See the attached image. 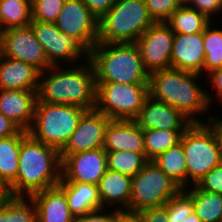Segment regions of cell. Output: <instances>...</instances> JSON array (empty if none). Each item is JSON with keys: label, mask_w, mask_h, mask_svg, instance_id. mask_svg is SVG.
<instances>
[{"label": "cell", "mask_w": 222, "mask_h": 222, "mask_svg": "<svg viewBox=\"0 0 222 222\" xmlns=\"http://www.w3.org/2000/svg\"><path fill=\"white\" fill-rule=\"evenodd\" d=\"M65 67L51 66L40 72L37 100L74 105L87 111L95 109L97 86L91 61L83 60L81 64Z\"/></svg>", "instance_id": "6da1fadb"}, {"label": "cell", "mask_w": 222, "mask_h": 222, "mask_svg": "<svg viewBox=\"0 0 222 222\" xmlns=\"http://www.w3.org/2000/svg\"><path fill=\"white\" fill-rule=\"evenodd\" d=\"M199 78L201 74L173 68L153 71L148 78L149 96L181 111L192 122H204L197 116L211 108Z\"/></svg>", "instance_id": "7a4b0ae2"}, {"label": "cell", "mask_w": 222, "mask_h": 222, "mask_svg": "<svg viewBox=\"0 0 222 222\" xmlns=\"http://www.w3.org/2000/svg\"><path fill=\"white\" fill-rule=\"evenodd\" d=\"M60 151L29 134L21 141L16 181L4 192L11 196L32 194L58 185L61 180Z\"/></svg>", "instance_id": "3957f363"}, {"label": "cell", "mask_w": 222, "mask_h": 222, "mask_svg": "<svg viewBox=\"0 0 222 222\" xmlns=\"http://www.w3.org/2000/svg\"><path fill=\"white\" fill-rule=\"evenodd\" d=\"M96 82L148 83L136 43H99L89 51Z\"/></svg>", "instance_id": "277c9868"}, {"label": "cell", "mask_w": 222, "mask_h": 222, "mask_svg": "<svg viewBox=\"0 0 222 222\" xmlns=\"http://www.w3.org/2000/svg\"><path fill=\"white\" fill-rule=\"evenodd\" d=\"M154 23L145 0H117L98 20V42L135 43Z\"/></svg>", "instance_id": "5b68a950"}, {"label": "cell", "mask_w": 222, "mask_h": 222, "mask_svg": "<svg viewBox=\"0 0 222 222\" xmlns=\"http://www.w3.org/2000/svg\"><path fill=\"white\" fill-rule=\"evenodd\" d=\"M87 110L74 105L36 101L28 134L35 140L61 151Z\"/></svg>", "instance_id": "8992f818"}, {"label": "cell", "mask_w": 222, "mask_h": 222, "mask_svg": "<svg viewBox=\"0 0 222 222\" xmlns=\"http://www.w3.org/2000/svg\"><path fill=\"white\" fill-rule=\"evenodd\" d=\"M180 143L187 166V187L195 185L222 163L215 137L204 122H193L183 133Z\"/></svg>", "instance_id": "52a82bcc"}, {"label": "cell", "mask_w": 222, "mask_h": 222, "mask_svg": "<svg viewBox=\"0 0 222 222\" xmlns=\"http://www.w3.org/2000/svg\"><path fill=\"white\" fill-rule=\"evenodd\" d=\"M95 109L111 120H135L146 98L148 83L96 82Z\"/></svg>", "instance_id": "ba28073f"}, {"label": "cell", "mask_w": 222, "mask_h": 222, "mask_svg": "<svg viewBox=\"0 0 222 222\" xmlns=\"http://www.w3.org/2000/svg\"><path fill=\"white\" fill-rule=\"evenodd\" d=\"M181 188L154 161L132 177L129 213L136 214L147 208L161 207Z\"/></svg>", "instance_id": "9c48e42d"}, {"label": "cell", "mask_w": 222, "mask_h": 222, "mask_svg": "<svg viewBox=\"0 0 222 222\" xmlns=\"http://www.w3.org/2000/svg\"><path fill=\"white\" fill-rule=\"evenodd\" d=\"M30 26L51 66H60L63 62L70 66L75 65L80 59H89V51L78 40L62 33L54 23L32 20Z\"/></svg>", "instance_id": "30bf717a"}, {"label": "cell", "mask_w": 222, "mask_h": 222, "mask_svg": "<svg viewBox=\"0 0 222 222\" xmlns=\"http://www.w3.org/2000/svg\"><path fill=\"white\" fill-rule=\"evenodd\" d=\"M174 32L165 22L151 25L135 42L144 69L151 73L171 68Z\"/></svg>", "instance_id": "8fae6325"}, {"label": "cell", "mask_w": 222, "mask_h": 222, "mask_svg": "<svg viewBox=\"0 0 222 222\" xmlns=\"http://www.w3.org/2000/svg\"><path fill=\"white\" fill-rule=\"evenodd\" d=\"M54 24L62 33L78 40L88 51L98 42V19L82 0H65Z\"/></svg>", "instance_id": "7c38bea8"}, {"label": "cell", "mask_w": 222, "mask_h": 222, "mask_svg": "<svg viewBox=\"0 0 222 222\" xmlns=\"http://www.w3.org/2000/svg\"><path fill=\"white\" fill-rule=\"evenodd\" d=\"M0 54L26 62L37 68L40 72L51 67L47 61L45 51L36 39L30 25L2 31Z\"/></svg>", "instance_id": "4fadbf2b"}, {"label": "cell", "mask_w": 222, "mask_h": 222, "mask_svg": "<svg viewBox=\"0 0 222 222\" xmlns=\"http://www.w3.org/2000/svg\"><path fill=\"white\" fill-rule=\"evenodd\" d=\"M60 182H84L97 185L107 171V156L103 148L74 154H60Z\"/></svg>", "instance_id": "5bb4252c"}, {"label": "cell", "mask_w": 222, "mask_h": 222, "mask_svg": "<svg viewBox=\"0 0 222 222\" xmlns=\"http://www.w3.org/2000/svg\"><path fill=\"white\" fill-rule=\"evenodd\" d=\"M110 120L96 109L86 111L60 154H74L103 148L105 131Z\"/></svg>", "instance_id": "9a60e30c"}, {"label": "cell", "mask_w": 222, "mask_h": 222, "mask_svg": "<svg viewBox=\"0 0 222 222\" xmlns=\"http://www.w3.org/2000/svg\"><path fill=\"white\" fill-rule=\"evenodd\" d=\"M143 129L186 130L193 122L181 111L148 96L134 120Z\"/></svg>", "instance_id": "2e32d148"}, {"label": "cell", "mask_w": 222, "mask_h": 222, "mask_svg": "<svg viewBox=\"0 0 222 222\" xmlns=\"http://www.w3.org/2000/svg\"><path fill=\"white\" fill-rule=\"evenodd\" d=\"M203 33L175 34L171 68L201 74L205 59Z\"/></svg>", "instance_id": "e0dca14e"}, {"label": "cell", "mask_w": 222, "mask_h": 222, "mask_svg": "<svg viewBox=\"0 0 222 222\" xmlns=\"http://www.w3.org/2000/svg\"><path fill=\"white\" fill-rule=\"evenodd\" d=\"M36 101L37 90L0 89V112L21 130L30 129Z\"/></svg>", "instance_id": "ac0fdd59"}, {"label": "cell", "mask_w": 222, "mask_h": 222, "mask_svg": "<svg viewBox=\"0 0 222 222\" xmlns=\"http://www.w3.org/2000/svg\"><path fill=\"white\" fill-rule=\"evenodd\" d=\"M103 149L145 153L142 129L134 120H110L105 131Z\"/></svg>", "instance_id": "d6986e66"}, {"label": "cell", "mask_w": 222, "mask_h": 222, "mask_svg": "<svg viewBox=\"0 0 222 222\" xmlns=\"http://www.w3.org/2000/svg\"><path fill=\"white\" fill-rule=\"evenodd\" d=\"M36 204L37 222H74L65 191L55 185L31 195Z\"/></svg>", "instance_id": "ffe728a7"}, {"label": "cell", "mask_w": 222, "mask_h": 222, "mask_svg": "<svg viewBox=\"0 0 222 222\" xmlns=\"http://www.w3.org/2000/svg\"><path fill=\"white\" fill-rule=\"evenodd\" d=\"M131 185L132 177L107 169L97 184L102 208L129 213Z\"/></svg>", "instance_id": "44dd1931"}, {"label": "cell", "mask_w": 222, "mask_h": 222, "mask_svg": "<svg viewBox=\"0 0 222 222\" xmlns=\"http://www.w3.org/2000/svg\"><path fill=\"white\" fill-rule=\"evenodd\" d=\"M39 77L34 66L0 54V89L38 90Z\"/></svg>", "instance_id": "7402d4cb"}, {"label": "cell", "mask_w": 222, "mask_h": 222, "mask_svg": "<svg viewBox=\"0 0 222 222\" xmlns=\"http://www.w3.org/2000/svg\"><path fill=\"white\" fill-rule=\"evenodd\" d=\"M66 193L68 207L74 217L103 209L97 185L84 182H59Z\"/></svg>", "instance_id": "603a6c76"}, {"label": "cell", "mask_w": 222, "mask_h": 222, "mask_svg": "<svg viewBox=\"0 0 222 222\" xmlns=\"http://www.w3.org/2000/svg\"><path fill=\"white\" fill-rule=\"evenodd\" d=\"M28 131L20 130L16 135L0 138V189L5 192L18 174V160L21 141Z\"/></svg>", "instance_id": "cb8c5ba5"}, {"label": "cell", "mask_w": 222, "mask_h": 222, "mask_svg": "<svg viewBox=\"0 0 222 222\" xmlns=\"http://www.w3.org/2000/svg\"><path fill=\"white\" fill-rule=\"evenodd\" d=\"M0 222H37L36 204L32 197L4 193L0 198Z\"/></svg>", "instance_id": "d4e9b609"}, {"label": "cell", "mask_w": 222, "mask_h": 222, "mask_svg": "<svg viewBox=\"0 0 222 222\" xmlns=\"http://www.w3.org/2000/svg\"><path fill=\"white\" fill-rule=\"evenodd\" d=\"M191 186L184 190L192 197L194 213L201 222H222V194L201 190L196 184Z\"/></svg>", "instance_id": "484cf974"}, {"label": "cell", "mask_w": 222, "mask_h": 222, "mask_svg": "<svg viewBox=\"0 0 222 222\" xmlns=\"http://www.w3.org/2000/svg\"><path fill=\"white\" fill-rule=\"evenodd\" d=\"M174 34L203 33L211 20L190 6H180L165 22Z\"/></svg>", "instance_id": "4316f807"}, {"label": "cell", "mask_w": 222, "mask_h": 222, "mask_svg": "<svg viewBox=\"0 0 222 222\" xmlns=\"http://www.w3.org/2000/svg\"><path fill=\"white\" fill-rule=\"evenodd\" d=\"M152 161L181 189L187 188V166L181 143L169 148Z\"/></svg>", "instance_id": "83f0119b"}, {"label": "cell", "mask_w": 222, "mask_h": 222, "mask_svg": "<svg viewBox=\"0 0 222 222\" xmlns=\"http://www.w3.org/2000/svg\"><path fill=\"white\" fill-rule=\"evenodd\" d=\"M145 156L155 159L169 148L178 145L185 130L143 129Z\"/></svg>", "instance_id": "f1b7e54d"}, {"label": "cell", "mask_w": 222, "mask_h": 222, "mask_svg": "<svg viewBox=\"0 0 222 222\" xmlns=\"http://www.w3.org/2000/svg\"><path fill=\"white\" fill-rule=\"evenodd\" d=\"M32 22L31 0H0V28L26 27Z\"/></svg>", "instance_id": "f546056e"}, {"label": "cell", "mask_w": 222, "mask_h": 222, "mask_svg": "<svg viewBox=\"0 0 222 222\" xmlns=\"http://www.w3.org/2000/svg\"><path fill=\"white\" fill-rule=\"evenodd\" d=\"M109 170L134 177L149 161L145 153L133 151H106Z\"/></svg>", "instance_id": "4dcf8cb0"}, {"label": "cell", "mask_w": 222, "mask_h": 222, "mask_svg": "<svg viewBox=\"0 0 222 222\" xmlns=\"http://www.w3.org/2000/svg\"><path fill=\"white\" fill-rule=\"evenodd\" d=\"M212 22L213 20L203 31L205 51L203 77L212 70L222 67V29L214 28Z\"/></svg>", "instance_id": "1f68e13d"}, {"label": "cell", "mask_w": 222, "mask_h": 222, "mask_svg": "<svg viewBox=\"0 0 222 222\" xmlns=\"http://www.w3.org/2000/svg\"><path fill=\"white\" fill-rule=\"evenodd\" d=\"M164 206L168 222H182L194 213L192 197L184 189H180Z\"/></svg>", "instance_id": "d6a6232c"}, {"label": "cell", "mask_w": 222, "mask_h": 222, "mask_svg": "<svg viewBox=\"0 0 222 222\" xmlns=\"http://www.w3.org/2000/svg\"><path fill=\"white\" fill-rule=\"evenodd\" d=\"M65 0H31L32 20L55 23Z\"/></svg>", "instance_id": "836d02e7"}, {"label": "cell", "mask_w": 222, "mask_h": 222, "mask_svg": "<svg viewBox=\"0 0 222 222\" xmlns=\"http://www.w3.org/2000/svg\"><path fill=\"white\" fill-rule=\"evenodd\" d=\"M150 17L155 23L166 22L180 6L177 0H145Z\"/></svg>", "instance_id": "e575fe53"}, {"label": "cell", "mask_w": 222, "mask_h": 222, "mask_svg": "<svg viewBox=\"0 0 222 222\" xmlns=\"http://www.w3.org/2000/svg\"><path fill=\"white\" fill-rule=\"evenodd\" d=\"M196 185L201 190L222 194V163L210 170Z\"/></svg>", "instance_id": "d590c367"}, {"label": "cell", "mask_w": 222, "mask_h": 222, "mask_svg": "<svg viewBox=\"0 0 222 222\" xmlns=\"http://www.w3.org/2000/svg\"><path fill=\"white\" fill-rule=\"evenodd\" d=\"M113 210V211H112ZM105 208L78 216L74 218V222H120V210L111 208V212Z\"/></svg>", "instance_id": "8d00e7d4"}, {"label": "cell", "mask_w": 222, "mask_h": 222, "mask_svg": "<svg viewBox=\"0 0 222 222\" xmlns=\"http://www.w3.org/2000/svg\"><path fill=\"white\" fill-rule=\"evenodd\" d=\"M206 78L212 86V91H215V95L206 91L207 100L210 107L212 106V103L216 102L217 99L219 102L222 103V67L212 70L210 73L207 74Z\"/></svg>", "instance_id": "74e56055"}, {"label": "cell", "mask_w": 222, "mask_h": 222, "mask_svg": "<svg viewBox=\"0 0 222 222\" xmlns=\"http://www.w3.org/2000/svg\"><path fill=\"white\" fill-rule=\"evenodd\" d=\"M190 7L212 20L216 14L222 13V0H193Z\"/></svg>", "instance_id": "f35d334b"}, {"label": "cell", "mask_w": 222, "mask_h": 222, "mask_svg": "<svg viewBox=\"0 0 222 222\" xmlns=\"http://www.w3.org/2000/svg\"><path fill=\"white\" fill-rule=\"evenodd\" d=\"M142 222H168L165 206L147 208L136 213Z\"/></svg>", "instance_id": "ab89813d"}, {"label": "cell", "mask_w": 222, "mask_h": 222, "mask_svg": "<svg viewBox=\"0 0 222 222\" xmlns=\"http://www.w3.org/2000/svg\"><path fill=\"white\" fill-rule=\"evenodd\" d=\"M116 1L117 0H82L98 20L113 7Z\"/></svg>", "instance_id": "60d3db41"}, {"label": "cell", "mask_w": 222, "mask_h": 222, "mask_svg": "<svg viewBox=\"0 0 222 222\" xmlns=\"http://www.w3.org/2000/svg\"><path fill=\"white\" fill-rule=\"evenodd\" d=\"M209 113L210 112H208V115H207L209 117L207 118L206 121H204V123L211 129L215 137V140L219 149V153L222 159V119H220L221 116H219L218 118L216 115L214 114L210 115Z\"/></svg>", "instance_id": "b9f144b4"}, {"label": "cell", "mask_w": 222, "mask_h": 222, "mask_svg": "<svg viewBox=\"0 0 222 222\" xmlns=\"http://www.w3.org/2000/svg\"><path fill=\"white\" fill-rule=\"evenodd\" d=\"M21 129L0 112V138L16 135Z\"/></svg>", "instance_id": "7bdbcfd3"}, {"label": "cell", "mask_w": 222, "mask_h": 222, "mask_svg": "<svg viewBox=\"0 0 222 222\" xmlns=\"http://www.w3.org/2000/svg\"><path fill=\"white\" fill-rule=\"evenodd\" d=\"M120 222H142L136 214L120 211Z\"/></svg>", "instance_id": "ee69618b"}, {"label": "cell", "mask_w": 222, "mask_h": 222, "mask_svg": "<svg viewBox=\"0 0 222 222\" xmlns=\"http://www.w3.org/2000/svg\"><path fill=\"white\" fill-rule=\"evenodd\" d=\"M182 222H201V220L195 213H193Z\"/></svg>", "instance_id": "f6af8a7d"}, {"label": "cell", "mask_w": 222, "mask_h": 222, "mask_svg": "<svg viewBox=\"0 0 222 222\" xmlns=\"http://www.w3.org/2000/svg\"><path fill=\"white\" fill-rule=\"evenodd\" d=\"M179 6H190L193 0H177Z\"/></svg>", "instance_id": "bcb514c9"}, {"label": "cell", "mask_w": 222, "mask_h": 222, "mask_svg": "<svg viewBox=\"0 0 222 222\" xmlns=\"http://www.w3.org/2000/svg\"><path fill=\"white\" fill-rule=\"evenodd\" d=\"M2 30L0 28V44H1Z\"/></svg>", "instance_id": "7dc6e473"}, {"label": "cell", "mask_w": 222, "mask_h": 222, "mask_svg": "<svg viewBox=\"0 0 222 222\" xmlns=\"http://www.w3.org/2000/svg\"><path fill=\"white\" fill-rule=\"evenodd\" d=\"M4 194V192L0 189V198Z\"/></svg>", "instance_id": "c3c4849f"}]
</instances>
